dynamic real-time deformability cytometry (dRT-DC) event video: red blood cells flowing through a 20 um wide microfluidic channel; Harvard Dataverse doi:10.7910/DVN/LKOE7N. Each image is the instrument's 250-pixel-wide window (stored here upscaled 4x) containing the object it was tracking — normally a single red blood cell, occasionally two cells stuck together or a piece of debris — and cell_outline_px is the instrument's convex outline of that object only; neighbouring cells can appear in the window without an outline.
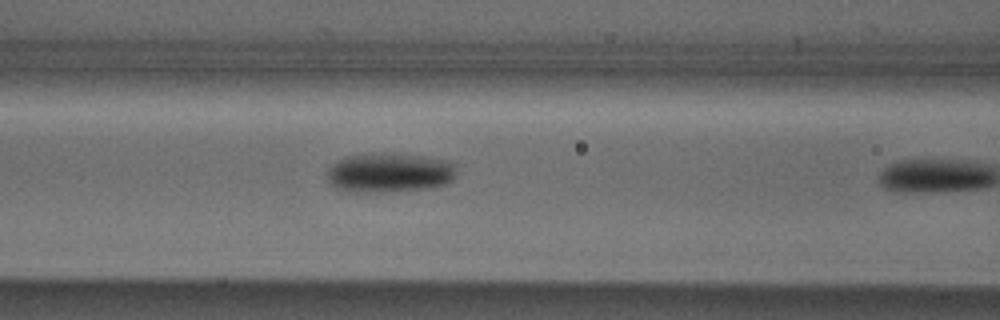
{"species": "Egyptian fruit bat (a non-hibernating species)", "species_latin": "Rousettus aegyptiacus", "temperature_condition": "cold", "stored_images_in_passage": 10, "camera_frame_rate_fps": 3000, "um_per_image_px": 0.085, "animal": {"sex": "male"}, "frame": {"image": 1, "passage_image": 9, "time_ms": 2.667, "image_size_px": [1000, 320], "cell_outline_px": [[456, 176], [452, 180], [444, 184], [432, 188], [380, 192], [348, 192], [336, 188], [328, 180], [328, 168], [336, 160], [344, 156], [380, 152], [392, 152], [420, 156], [444, 160], [456, 164]], "centroid_in_image_um": [33.08, 14.67], "position_along_channel_um": 133.5, "area_um2": 30.23}}